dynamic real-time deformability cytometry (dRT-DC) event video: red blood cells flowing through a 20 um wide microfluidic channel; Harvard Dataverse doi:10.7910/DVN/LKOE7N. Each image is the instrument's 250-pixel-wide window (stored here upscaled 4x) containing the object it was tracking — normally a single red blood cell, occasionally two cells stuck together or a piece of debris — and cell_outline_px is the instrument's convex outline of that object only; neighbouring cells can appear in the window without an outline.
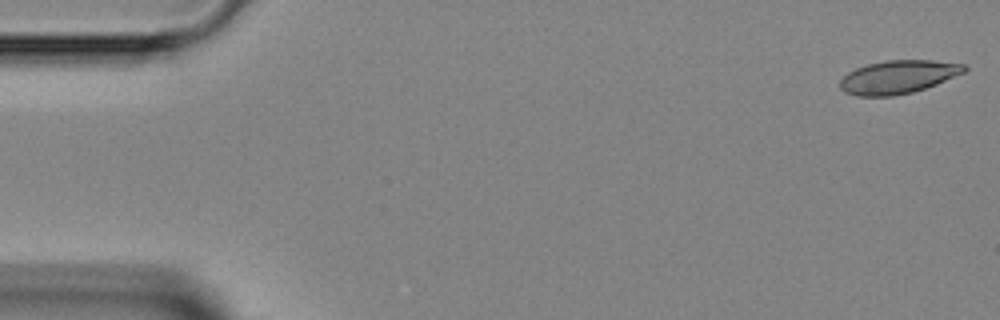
{"species": "Egyptian fruit bat (a non-hibernating species)", "species_latin": "Rousettus aegyptiacus", "temperature_condition": "room temperature", "stored_images_in_passage": 46, "camera_frame_rate_fps": 3000, "um_per_image_px": 0.085, "animal": {"sex": "female"}, "frame": {"image": 1, "passage_image": 1, "time_ms": 0.0, "image_size_px": [1000, 320], "cell_outline_px": [[968, 68], [964, 72], [936, 84], [912, 92], [892, 96], [856, 96], [844, 92], [840, 88], [840, 80], [848, 72], [856, 68], [868, 64], [888, 60], [932, 60], [964, 64]], "centroid_in_image_um": [76.32, 6.54], "position_along_channel_um": 8.7, "area_um2": 23.93}}
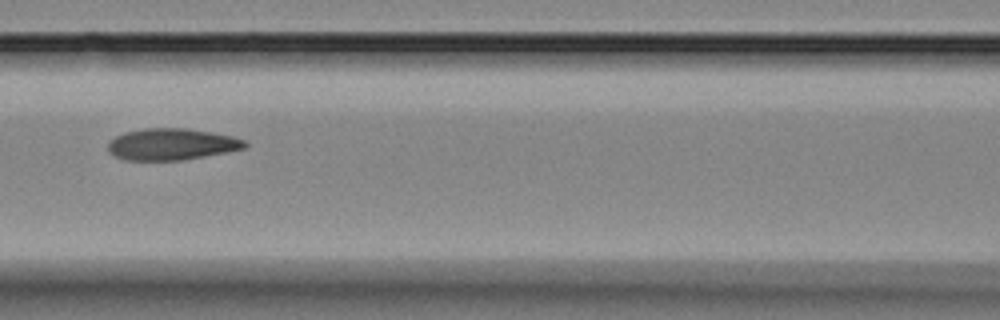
{"frame": {"image": 2, "passage_image": 20, "time_ms": 6.333, "image_size_px": [1000, 320], "cell_outline_px": [[248, 144], [244, 148], [228, 152], [184, 160], [124, 160], [112, 156], [108, 152], [108, 144], [116, 136], [124, 132], [144, 128], [184, 128], [212, 132], [232, 136], [244, 140]], "centroid_in_image_um": [14.57, 12.27], "position_along_channel_um": 152.0, "area_um2": 25.32}}
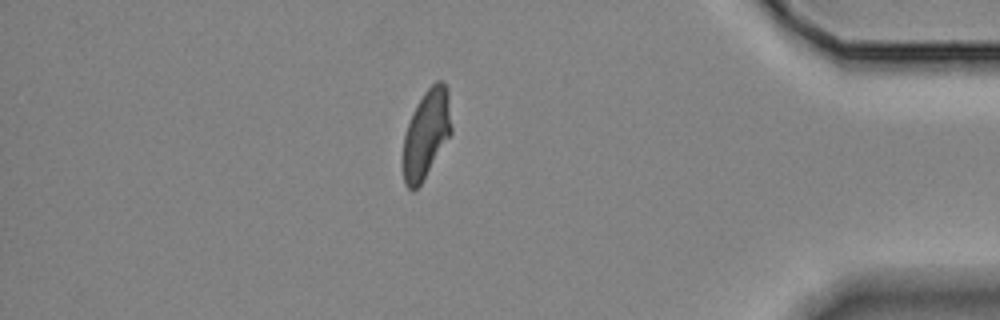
{"frame": {"image": 3, "passage_image": 40, "time_ms": 13.0, "image_size_px": [1000, 320], "cell_outline_px": [[452, 132], [420, 184], [412, 192], [404, 184], [404, 136], [412, 112], [424, 92], [436, 80], [440, 80], [448, 88], [452, 128]], "centroid_in_image_um": [36.25, 11.34], "position_along_channel_um": 398.9, "area_um2": 24.51}}